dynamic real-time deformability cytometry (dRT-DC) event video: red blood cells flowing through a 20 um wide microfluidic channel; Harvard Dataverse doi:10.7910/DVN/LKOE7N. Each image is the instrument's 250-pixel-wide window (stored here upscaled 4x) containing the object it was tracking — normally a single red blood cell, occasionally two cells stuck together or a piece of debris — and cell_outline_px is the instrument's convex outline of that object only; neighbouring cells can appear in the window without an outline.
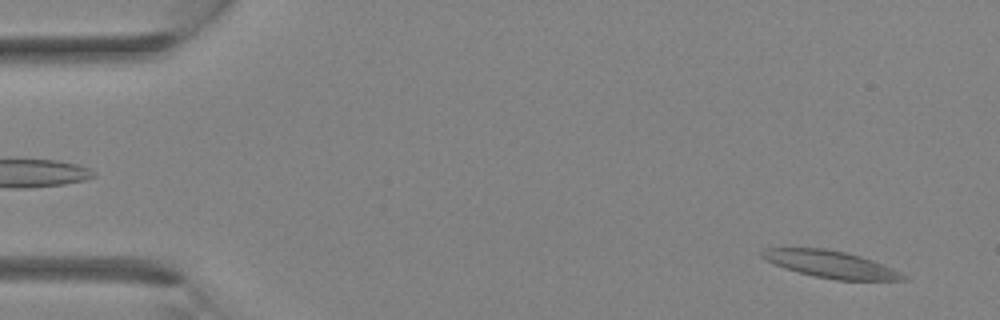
{"species": "Egyptian fruit bat (a non-hibernating species)", "species_latin": "Rousettus aegyptiacus", "temperature_condition": "room temperature", "stored_images_in_passage": 10, "camera_frame_rate_fps": 3000, "um_per_image_px": 0.085, "animal": {"sex": "female"}, "frame": {"image": 1, "passage_image": 2, "time_ms": 0.333, "image_size_px": [1000, 320], "cell_outline_px": [[908, 280], [836, 280], [816, 276], [784, 268], [764, 260], [760, 256], [760, 252], [764, 248], [824, 248], [844, 252], [860, 256], [872, 260], [892, 268], [908, 276]], "centroid_in_image_um": [70.59, 22.46], "position_along_channel_um": 14.4, "area_um2": 22.14}}